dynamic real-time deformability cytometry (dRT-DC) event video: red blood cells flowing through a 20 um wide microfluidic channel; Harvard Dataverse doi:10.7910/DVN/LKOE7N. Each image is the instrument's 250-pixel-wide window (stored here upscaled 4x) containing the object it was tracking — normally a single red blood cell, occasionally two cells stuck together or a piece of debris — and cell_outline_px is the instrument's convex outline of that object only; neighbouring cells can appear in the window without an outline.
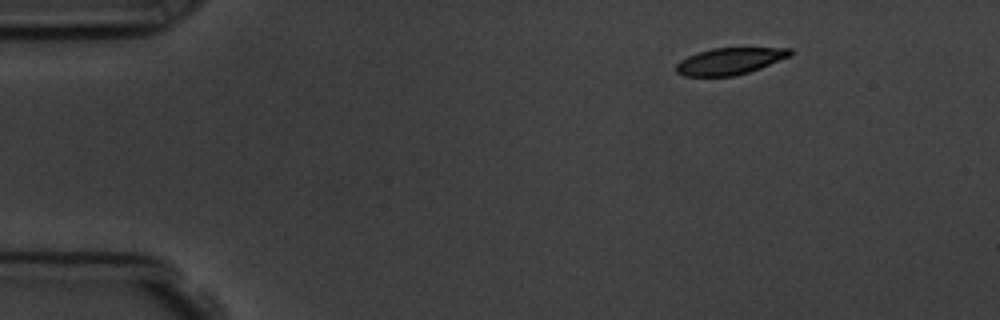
{"species": "common noctule bat (a hibernating species)", "species_latin": "Nyctalus noctula", "temperature_condition": "room temperature", "stored_images_in_passage": 9, "camera_frame_rate_fps": 3000, "um_per_image_px": 0.085, "animal": {"sex": "male", "body_mass_g": 19.5, "forearm_length_mm": 54.6}, "frame": {"image": 1, "passage_image": 1, "time_ms": 0.0, "image_size_px": [1000, 320], "cell_outline_px": [[792, 56], [760, 68], [736, 76], [684, 76], [676, 72], [676, 64], [680, 60], [688, 56], [712, 48], [792, 48]], "centroid_in_image_um": [62.05, 5.2], "position_along_channel_um": 23.0, "area_um2": 17.74}}
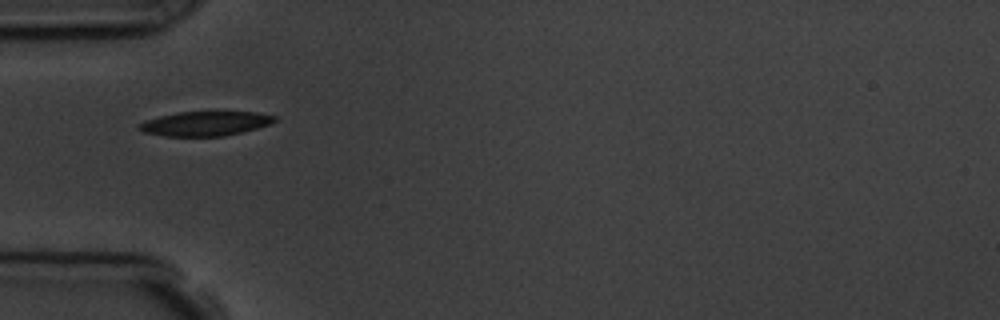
{"frame": {"image": 2, "passage_image": 4, "time_ms": 3.333, "image_size_px": [1000, 320], "cell_outline_px": [[276, 120], [272, 124], [224, 136], [164, 136], [144, 132], [136, 128], [144, 120], [176, 112], [256, 112], [276, 116]], "centroid_in_image_um": [17.43, 10.5], "position_along_channel_um": 67.6, "area_um2": 19.25}}
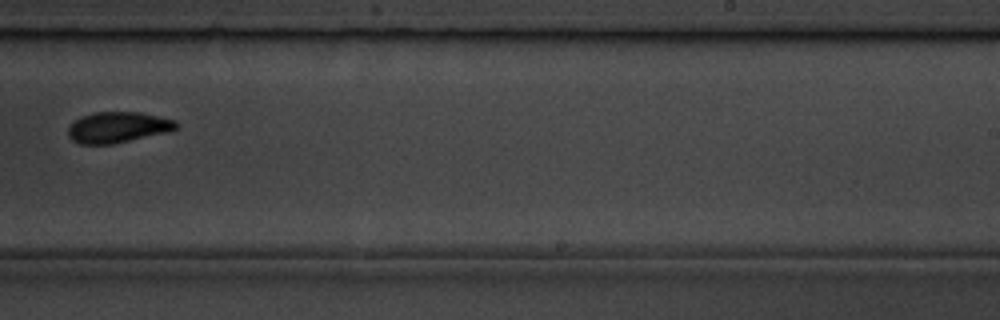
{"frame": {"image": 3, "passage_image": 9, "time_ms": 9.0, "image_size_px": [1000, 320], "cell_outline_px": [[176, 128], [172, 132], [112, 144], [80, 144], [72, 140], [68, 136], [68, 128], [80, 116], [96, 112], [140, 112], [176, 120]], "centroid_in_image_um": [10.03, 10.83], "position_along_channel_um": 279.0, "area_um2": 19.54}}